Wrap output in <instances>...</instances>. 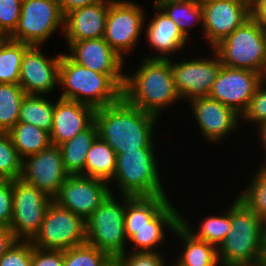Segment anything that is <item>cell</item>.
<instances>
[{
    "instance_id": "34",
    "label": "cell",
    "mask_w": 266,
    "mask_h": 266,
    "mask_svg": "<svg viewBox=\"0 0 266 266\" xmlns=\"http://www.w3.org/2000/svg\"><path fill=\"white\" fill-rule=\"evenodd\" d=\"M114 262L103 250L88 243L64 250L63 266H112Z\"/></svg>"
},
{
    "instance_id": "12",
    "label": "cell",
    "mask_w": 266,
    "mask_h": 266,
    "mask_svg": "<svg viewBox=\"0 0 266 266\" xmlns=\"http://www.w3.org/2000/svg\"><path fill=\"white\" fill-rule=\"evenodd\" d=\"M264 79L261 73L222 65L208 96L242 116Z\"/></svg>"
},
{
    "instance_id": "33",
    "label": "cell",
    "mask_w": 266,
    "mask_h": 266,
    "mask_svg": "<svg viewBox=\"0 0 266 266\" xmlns=\"http://www.w3.org/2000/svg\"><path fill=\"white\" fill-rule=\"evenodd\" d=\"M27 94L19 84L0 83V128L8 132L17 122Z\"/></svg>"
},
{
    "instance_id": "45",
    "label": "cell",
    "mask_w": 266,
    "mask_h": 266,
    "mask_svg": "<svg viewBox=\"0 0 266 266\" xmlns=\"http://www.w3.org/2000/svg\"><path fill=\"white\" fill-rule=\"evenodd\" d=\"M251 16L266 27V0H256L251 5Z\"/></svg>"
},
{
    "instance_id": "11",
    "label": "cell",
    "mask_w": 266,
    "mask_h": 266,
    "mask_svg": "<svg viewBox=\"0 0 266 266\" xmlns=\"http://www.w3.org/2000/svg\"><path fill=\"white\" fill-rule=\"evenodd\" d=\"M144 8L126 0H110L103 39L123 59L136 47L144 26Z\"/></svg>"
},
{
    "instance_id": "40",
    "label": "cell",
    "mask_w": 266,
    "mask_h": 266,
    "mask_svg": "<svg viewBox=\"0 0 266 266\" xmlns=\"http://www.w3.org/2000/svg\"><path fill=\"white\" fill-rule=\"evenodd\" d=\"M156 252H135L131 251L120 255L115 263L118 266H167L164 264V256ZM127 254V255H126Z\"/></svg>"
},
{
    "instance_id": "8",
    "label": "cell",
    "mask_w": 266,
    "mask_h": 266,
    "mask_svg": "<svg viewBox=\"0 0 266 266\" xmlns=\"http://www.w3.org/2000/svg\"><path fill=\"white\" fill-rule=\"evenodd\" d=\"M31 243L41 249L53 250H67L85 244L86 221L52 201Z\"/></svg>"
},
{
    "instance_id": "10",
    "label": "cell",
    "mask_w": 266,
    "mask_h": 266,
    "mask_svg": "<svg viewBox=\"0 0 266 266\" xmlns=\"http://www.w3.org/2000/svg\"><path fill=\"white\" fill-rule=\"evenodd\" d=\"M12 196L13 215L10 229L17 240L31 241L40 230L53 199L22 179L12 180Z\"/></svg>"
},
{
    "instance_id": "49",
    "label": "cell",
    "mask_w": 266,
    "mask_h": 266,
    "mask_svg": "<svg viewBox=\"0 0 266 266\" xmlns=\"http://www.w3.org/2000/svg\"><path fill=\"white\" fill-rule=\"evenodd\" d=\"M246 2H248L250 5H252L256 0H244Z\"/></svg>"
},
{
    "instance_id": "21",
    "label": "cell",
    "mask_w": 266,
    "mask_h": 266,
    "mask_svg": "<svg viewBox=\"0 0 266 266\" xmlns=\"http://www.w3.org/2000/svg\"><path fill=\"white\" fill-rule=\"evenodd\" d=\"M110 0L74 9L64 17L62 30L67 43L104 36Z\"/></svg>"
},
{
    "instance_id": "2",
    "label": "cell",
    "mask_w": 266,
    "mask_h": 266,
    "mask_svg": "<svg viewBox=\"0 0 266 266\" xmlns=\"http://www.w3.org/2000/svg\"><path fill=\"white\" fill-rule=\"evenodd\" d=\"M123 98L132 106L158 117L180 100L170 59L143 58L140 68L125 76Z\"/></svg>"
},
{
    "instance_id": "43",
    "label": "cell",
    "mask_w": 266,
    "mask_h": 266,
    "mask_svg": "<svg viewBox=\"0 0 266 266\" xmlns=\"http://www.w3.org/2000/svg\"><path fill=\"white\" fill-rule=\"evenodd\" d=\"M102 1L104 0H58V3L62 14L65 16L74 9L93 5Z\"/></svg>"
},
{
    "instance_id": "38",
    "label": "cell",
    "mask_w": 266,
    "mask_h": 266,
    "mask_svg": "<svg viewBox=\"0 0 266 266\" xmlns=\"http://www.w3.org/2000/svg\"><path fill=\"white\" fill-rule=\"evenodd\" d=\"M31 241L17 240L0 258V266H32Z\"/></svg>"
},
{
    "instance_id": "31",
    "label": "cell",
    "mask_w": 266,
    "mask_h": 266,
    "mask_svg": "<svg viewBox=\"0 0 266 266\" xmlns=\"http://www.w3.org/2000/svg\"><path fill=\"white\" fill-rule=\"evenodd\" d=\"M182 31L188 39L190 26L203 24V7L201 0H176L159 6Z\"/></svg>"
},
{
    "instance_id": "23",
    "label": "cell",
    "mask_w": 266,
    "mask_h": 266,
    "mask_svg": "<svg viewBox=\"0 0 266 266\" xmlns=\"http://www.w3.org/2000/svg\"><path fill=\"white\" fill-rule=\"evenodd\" d=\"M173 207L169 202L147 226L133 229V236L128 240L133 244L131 251L154 252L165 241L164 228L174 231L180 224V214Z\"/></svg>"
},
{
    "instance_id": "18",
    "label": "cell",
    "mask_w": 266,
    "mask_h": 266,
    "mask_svg": "<svg viewBox=\"0 0 266 266\" xmlns=\"http://www.w3.org/2000/svg\"><path fill=\"white\" fill-rule=\"evenodd\" d=\"M189 102L199 129L207 141L220 142L240 122V114L209 96L198 97Z\"/></svg>"
},
{
    "instance_id": "39",
    "label": "cell",
    "mask_w": 266,
    "mask_h": 266,
    "mask_svg": "<svg viewBox=\"0 0 266 266\" xmlns=\"http://www.w3.org/2000/svg\"><path fill=\"white\" fill-rule=\"evenodd\" d=\"M266 78L259 84L256 89L248 108L242 114L241 120L255 122L260 126L266 122Z\"/></svg>"
},
{
    "instance_id": "1",
    "label": "cell",
    "mask_w": 266,
    "mask_h": 266,
    "mask_svg": "<svg viewBox=\"0 0 266 266\" xmlns=\"http://www.w3.org/2000/svg\"><path fill=\"white\" fill-rule=\"evenodd\" d=\"M158 117L130 105L124 98L119 102L97 108L94 122L98 137L116 154L136 149H155L153 131Z\"/></svg>"
},
{
    "instance_id": "50",
    "label": "cell",
    "mask_w": 266,
    "mask_h": 266,
    "mask_svg": "<svg viewBox=\"0 0 266 266\" xmlns=\"http://www.w3.org/2000/svg\"><path fill=\"white\" fill-rule=\"evenodd\" d=\"M264 229L266 230V217L264 218Z\"/></svg>"
},
{
    "instance_id": "17",
    "label": "cell",
    "mask_w": 266,
    "mask_h": 266,
    "mask_svg": "<svg viewBox=\"0 0 266 266\" xmlns=\"http://www.w3.org/2000/svg\"><path fill=\"white\" fill-rule=\"evenodd\" d=\"M40 46H30L22 57L19 85L27 95H46L59 85L61 55L46 57Z\"/></svg>"
},
{
    "instance_id": "44",
    "label": "cell",
    "mask_w": 266,
    "mask_h": 266,
    "mask_svg": "<svg viewBox=\"0 0 266 266\" xmlns=\"http://www.w3.org/2000/svg\"><path fill=\"white\" fill-rule=\"evenodd\" d=\"M17 241L12 230L0 225V258Z\"/></svg>"
},
{
    "instance_id": "13",
    "label": "cell",
    "mask_w": 266,
    "mask_h": 266,
    "mask_svg": "<svg viewBox=\"0 0 266 266\" xmlns=\"http://www.w3.org/2000/svg\"><path fill=\"white\" fill-rule=\"evenodd\" d=\"M27 158V159H26ZM69 173L66 171L62 152L58 145L51 144L39 153L23 159L21 178L54 199Z\"/></svg>"
},
{
    "instance_id": "15",
    "label": "cell",
    "mask_w": 266,
    "mask_h": 266,
    "mask_svg": "<svg viewBox=\"0 0 266 266\" xmlns=\"http://www.w3.org/2000/svg\"><path fill=\"white\" fill-rule=\"evenodd\" d=\"M110 189L106 182L69 175L53 201L86 221L112 192Z\"/></svg>"
},
{
    "instance_id": "4",
    "label": "cell",
    "mask_w": 266,
    "mask_h": 266,
    "mask_svg": "<svg viewBox=\"0 0 266 266\" xmlns=\"http://www.w3.org/2000/svg\"><path fill=\"white\" fill-rule=\"evenodd\" d=\"M126 75L94 72L61 54L59 84L65 89L60 98L87 104L95 109L115 104L123 98Z\"/></svg>"
},
{
    "instance_id": "41",
    "label": "cell",
    "mask_w": 266,
    "mask_h": 266,
    "mask_svg": "<svg viewBox=\"0 0 266 266\" xmlns=\"http://www.w3.org/2000/svg\"><path fill=\"white\" fill-rule=\"evenodd\" d=\"M12 215V180L0 179V225L10 228Z\"/></svg>"
},
{
    "instance_id": "51",
    "label": "cell",
    "mask_w": 266,
    "mask_h": 266,
    "mask_svg": "<svg viewBox=\"0 0 266 266\" xmlns=\"http://www.w3.org/2000/svg\"><path fill=\"white\" fill-rule=\"evenodd\" d=\"M262 166L266 169V163L262 164Z\"/></svg>"
},
{
    "instance_id": "9",
    "label": "cell",
    "mask_w": 266,
    "mask_h": 266,
    "mask_svg": "<svg viewBox=\"0 0 266 266\" xmlns=\"http://www.w3.org/2000/svg\"><path fill=\"white\" fill-rule=\"evenodd\" d=\"M64 17L58 0H22L20 19L8 38L41 46L57 29H64Z\"/></svg>"
},
{
    "instance_id": "37",
    "label": "cell",
    "mask_w": 266,
    "mask_h": 266,
    "mask_svg": "<svg viewBox=\"0 0 266 266\" xmlns=\"http://www.w3.org/2000/svg\"><path fill=\"white\" fill-rule=\"evenodd\" d=\"M22 0H0V36L9 37L15 30L21 14Z\"/></svg>"
},
{
    "instance_id": "25",
    "label": "cell",
    "mask_w": 266,
    "mask_h": 266,
    "mask_svg": "<svg viewBox=\"0 0 266 266\" xmlns=\"http://www.w3.org/2000/svg\"><path fill=\"white\" fill-rule=\"evenodd\" d=\"M173 232L185 244L182 254L176 259L178 266H220L215 245L194 238L181 224Z\"/></svg>"
},
{
    "instance_id": "24",
    "label": "cell",
    "mask_w": 266,
    "mask_h": 266,
    "mask_svg": "<svg viewBox=\"0 0 266 266\" xmlns=\"http://www.w3.org/2000/svg\"><path fill=\"white\" fill-rule=\"evenodd\" d=\"M169 203L167 195L136 196L126 202L124 212V228L129 240L133 229H141Z\"/></svg>"
},
{
    "instance_id": "19",
    "label": "cell",
    "mask_w": 266,
    "mask_h": 266,
    "mask_svg": "<svg viewBox=\"0 0 266 266\" xmlns=\"http://www.w3.org/2000/svg\"><path fill=\"white\" fill-rule=\"evenodd\" d=\"M70 54H66L75 63L97 73L107 75L123 74L124 59L102 38L67 43Z\"/></svg>"
},
{
    "instance_id": "3",
    "label": "cell",
    "mask_w": 266,
    "mask_h": 266,
    "mask_svg": "<svg viewBox=\"0 0 266 266\" xmlns=\"http://www.w3.org/2000/svg\"><path fill=\"white\" fill-rule=\"evenodd\" d=\"M230 219V232L217 248L220 266H262L264 219L237 197Z\"/></svg>"
},
{
    "instance_id": "7",
    "label": "cell",
    "mask_w": 266,
    "mask_h": 266,
    "mask_svg": "<svg viewBox=\"0 0 266 266\" xmlns=\"http://www.w3.org/2000/svg\"><path fill=\"white\" fill-rule=\"evenodd\" d=\"M121 197L120 204L111 192L86 220V243L103 250L114 261L127 251L124 212L126 202L132 196Z\"/></svg>"
},
{
    "instance_id": "16",
    "label": "cell",
    "mask_w": 266,
    "mask_h": 266,
    "mask_svg": "<svg viewBox=\"0 0 266 266\" xmlns=\"http://www.w3.org/2000/svg\"><path fill=\"white\" fill-rule=\"evenodd\" d=\"M214 58L190 59L171 62L176 90L182 99L191 101L198 97L208 96L222 63L214 51Z\"/></svg>"
},
{
    "instance_id": "28",
    "label": "cell",
    "mask_w": 266,
    "mask_h": 266,
    "mask_svg": "<svg viewBox=\"0 0 266 266\" xmlns=\"http://www.w3.org/2000/svg\"><path fill=\"white\" fill-rule=\"evenodd\" d=\"M8 134L22 159L39 153L52 144L50 133L24 122H17Z\"/></svg>"
},
{
    "instance_id": "5",
    "label": "cell",
    "mask_w": 266,
    "mask_h": 266,
    "mask_svg": "<svg viewBox=\"0 0 266 266\" xmlns=\"http://www.w3.org/2000/svg\"><path fill=\"white\" fill-rule=\"evenodd\" d=\"M212 49L222 65L252 70L266 78V27L252 16Z\"/></svg>"
},
{
    "instance_id": "20",
    "label": "cell",
    "mask_w": 266,
    "mask_h": 266,
    "mask_svg": "<svg viewBox=\"0 0 266 266\" xmlns=\"http://www.w3.org/2000/svg\"><path fill=\"white\" fill-rule=\"evenodd\" d=\"M95 108L74 100L60 98L55 103L51 143L60 146L94 122Z\"/></svg>"
},
{
    "instance_id": "46",
    "label": "cell",
    "mask_w": 266,
    "mask_h": 266,
    "mask_svg": "<svg viewBox=\"0 0 266 266\" xmlns=\"http://www.w3.org/2000/svg\"><path fill=\"white\" fill-rule=\"evenodd\" d=\"M257 128L259 133L258 136L260 137L261 144L264 146L263 148H265L264 150L266 152V122ZM264 162L266 163V161Z\"/></svg>"
},
{
    "instance_id": "22",
    "label": "cell",
    "mask_w": 266,
    "mask_h": 266,
    "mask_svg": "<svg viewBox=\"0 0 266 266\" xmlns=\"http://www.w3.org/2000/svg\"><path fill=\"white\" fill-rule=\"evenodd\" d=\"M153 8L158 12L149 22L145 34L150 46L158 52V55L153 54L152 57L144 58L170 59L168 56L183 49L188 39L160 7L154 6Z\"/></svg>"
},
{
    "instance_id": "14",
    "label": "cell",
    "mask_w": 266,
    "mask_h": 266,
    "mask_svg": "<svg viewBox=\"0 0 266 266\" xmlns=\"http://www.w3.org/2000/svg\"><path fill=\"white\" fill-rule=\"evenodd\" d=\"M205 41L215 47L251 17V5L244 0H201Z\"/></svg>"
},
{
    "instance_id": "26",
    "label": "cell",
    "mask_w": 266,
    "mask_h": 266,
    "mask_svg": "<svg viewBox=\"0 0 266 266\" xmlns=\"http://www.w3.org/2000/svg\"><path fill=\"white\" fill-rule=\"evenodd\" d=\"M116 158L112 147L97 137L87 152L84 171L80 175L109 184L115 175Z\"/></svg>"
},
{
    "instance_id": "47",
    "label": "cell",
    "mask_w": 266,
    "mask_h": 266,
    "mask_svg": "<svg viewBox=\"0 0 266 266\" xmlns=\"http://www.w3.org/2000/svg\"><path fill=\"white\" fill-rule=\"evenodd\" d=\"M262 266H266V230L264 231Z\"/></svg>"
},
{
    "instance_id": "27",
    "label": "cell",
    "mask_w": 266,
    "mask_h": 266,
    "mask_svg": "<svg viewBox=\"0 0 266 266\" xmlns=\"http://www.w3.org/2000/svg\"><path fill=\"white\" fill-rule=\"evenodd\" d=\"M97 137V126L93 122L87 129L59 146L69 175H80L84 171L87 152Z\"/></svg>"
},
{
    "instance_id": "35",
    "label": "cell",
    "mask_w": 266,
    "mask_h": 266,
    "mask_svg": "<svg viewBox=\"0 0 266 266\" xmlns=\"http://www.w3.org/2000/svg\"><path fill=\"white\" fill-rule=\"evenodd\" d=\"M256 172L252 177L253 180L237 198L264 219L266 217V169L259 166Z\"/></svg>"
},
{
    "instance_id": "6",
    "label": "cell",
    "mask_w": 266,
    "mask_h": 266,
    "mask_svg": "<svg viewBox=\"0 0 266 266\" xmlns=\"http://www.w3.org/2000/svg\"><path fill=\"white\" fill-rule=\"evenodd\" d=\"M154 149H136L117 154L114 182L121 194L136 196L166 195Z\"/></svg>"
},
{
    "instance_id": "29",
    "label": "cell",
    "mask_w": 266,
    "mask_h": 266,
    "mask_svg": "<svg viewBox=\"0 0 266 266\" xmlns=\"http://www.w3.org/2000/svg\"><path fill=\"white\" fill-rule=\"evenodd\" d=\"M55 102L43 95H26L19 112L18 122L34 125L50 133L53 125Z\"/></svg>"
},
{
    "instance_id": "30",
    "label": "cell",
    "mask_w": 266,
    "mask_h": 266,
    "mask_svg": "<svg viewBox=\"0 0 266 266\" xmlns=\"http://www.w3.org/2000/svg\"><path fill=\"white\" fill-rule=\"evenodd\" d=\"M29 47L8 37L0 39V83L19 84L22 57Z\"/></svg>"
},
{
    "instance_id": "48",
    "label": "cell",
    "mask_w": 266,
    "mask_h": 266,
    "mask_svg": "<svg viewBox=\"0 0 266 266\" xmlns=\"http://www.w3.org/2000/svg\"><path fill=\"white\" fill-rule=\"evenodd\" d=\"M169 1H176V0H155L153 5L159 7L162 3L169 2Z\"/></svg>"
},
{
    "instance_id": "36",
    "label": "cell",
    "mask_w": 266,
    "mask_h": 266,
    "mask_svg": "<svg viewBox=\"0 0 266 266\" xmlns=\"http://www.w3.org/2000/svg\"><path fill=\"white\" fill-rule=\"evenodd\" d=\"M22 163L23 159L19 156L8 132H0V179H20Z\"/></svg>"
},
{
    "instance_id": "42",
    "label": "cell",
    "mask_w": 266,
    "mask_h": 266,
    "mask_svg": "<svg viewBox=\"0 0 266 266\" xmlns=\"http://www.w3.org/2000/svg\"><path fill=\"white\" fill-rule=\"evenodd\" d=\"M64 250L41 249L33 246L32 266H63Z\"/></svg>"
},
{
    "instance_id": "32",
    "label": "cell",
    "mask_w": 266,
    "mask_h": 266,
    "mask_svg": "<svg viewBox=\"0 0 266 266\" xmlns=\"http://www.w3.org/2000/svg\"><path fill=\"white\" fill-rule=\"evenodd\" d=\"M227 209L228 210H226L227 212H224V215L207 216V218L200 223V229L198 232L192 231V228L189 227L190 225H188V221L184 220L181 215L180 224L194 238L211 243L218 248L225 240L231 229L230 206Z\"/></svg>"
}]
</instances>
